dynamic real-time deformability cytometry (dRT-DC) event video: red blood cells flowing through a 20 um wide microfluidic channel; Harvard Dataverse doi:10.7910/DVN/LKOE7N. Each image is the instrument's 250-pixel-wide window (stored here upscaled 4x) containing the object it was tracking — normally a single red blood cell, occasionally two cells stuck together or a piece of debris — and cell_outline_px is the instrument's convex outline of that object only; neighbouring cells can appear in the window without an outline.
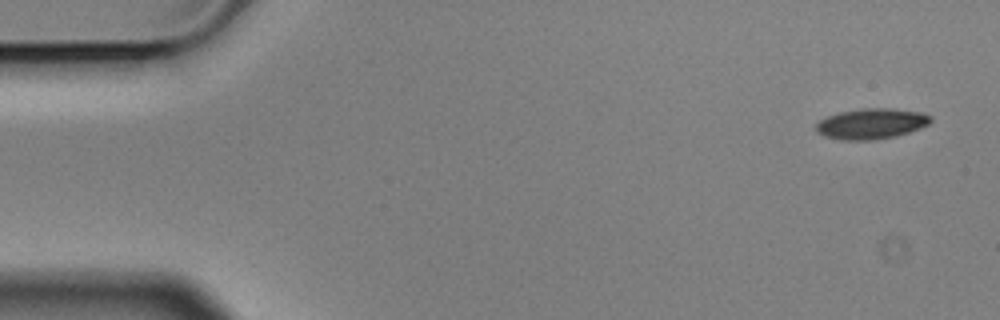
{"species": "Egyptian fruit bat (a non-hibernating species)", "species_latin": "Rousettus aegyptiacus", "temperature_condition": "cold", "stored_images_in_passage": 3, "camera_frame_rate_fps": 3000, "um_per_image_px": 0.085, "animal": {"sex": "male"}, "frame": {"image": 1, "passage_image": 1, "time_ms": 0.0, "image_size_px": [1000, 320], "cell_outline_px": [[932, 120], [928, 124], [920, 128], [896, 136], [872, 140], [840, 140], [824, 136], [816, 132], [816, 124], [820, 120], [828, 116], [840, 112], [860, 108], [892, 108], [924, 112], [932, 116]], "centroid_in_image_um": [74.08, 10.51], "position_along_channel_um": 10.9, "area_um2": 20.58}}